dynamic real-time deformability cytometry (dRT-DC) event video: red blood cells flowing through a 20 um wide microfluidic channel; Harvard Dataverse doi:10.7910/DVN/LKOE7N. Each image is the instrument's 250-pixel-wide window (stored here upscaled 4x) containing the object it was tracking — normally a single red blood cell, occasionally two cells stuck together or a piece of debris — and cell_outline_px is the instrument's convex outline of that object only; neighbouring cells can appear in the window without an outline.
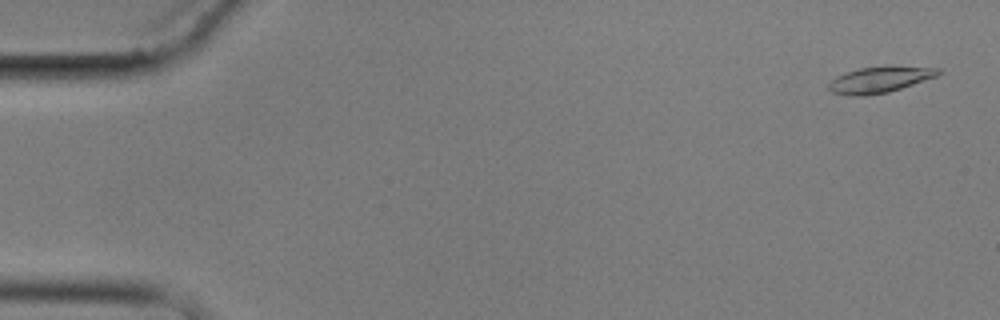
{"species": "common noctule bat (a hibernating species)", "species_latin": "Nyctalus noctula", "temperature_condition": "cold", "stored_images_in_passage": 5, "camera_frame_rate_fps": 3000, "um_per_image_px": 0.085, "animal": {"sex": "male", "body_mass_g": 17.9}, "frame": {"image": 1, "passage_image": 1, "time_ms": 0.0, "image_size_px": [1000, 320], "cell_outline_px": [[940, 72], [936, 76], [888, 92], [864, 96], [848, 96], [832, 92], [828, 88], [828, 84], [836, 76], [860, 68], [940, 68]], "centroid_in_image_um": [74.67, 6.82], "position_along_channel_um": 10.3, "area_um2": 15.72}}
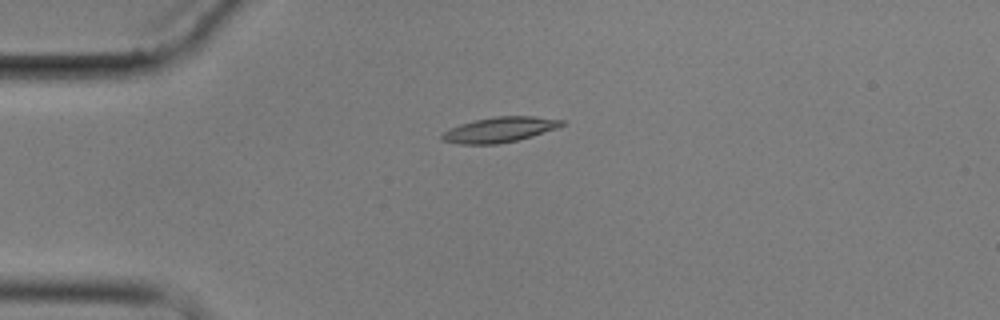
{"frame": {"image": 2, "passage_image": 4, "time_ms": 4.0, "image_size_px": [1000, 320], "cell_outline_px": [[564, 124], [556, 128], [532, 136], [516, 140], [496, 144], [460, 144], [440, 140], [440, 136], [444, 132], [460, 124], [476, 120], [496, 116], [532, 116], [564, 120]], "centroid_in_image_um": [42.45, 11.02], "position_along_channel_um": 42.5, "area_um2": 17.34}}